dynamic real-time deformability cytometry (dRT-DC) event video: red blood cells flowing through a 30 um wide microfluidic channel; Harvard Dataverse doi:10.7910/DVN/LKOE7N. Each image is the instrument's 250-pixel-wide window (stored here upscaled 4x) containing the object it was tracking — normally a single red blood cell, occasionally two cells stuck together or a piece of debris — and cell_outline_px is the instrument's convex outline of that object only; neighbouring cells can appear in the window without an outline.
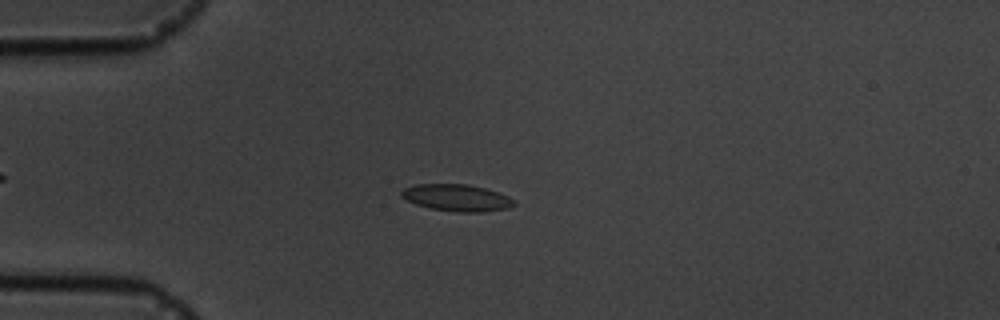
{"species": "common noctule bat (a hibernating species)", "species_latin": "Nyctalus noctula", "temperature_condition": "cold", "stored_images_in_passage": 16, "camera_frame_rate_fps": 3000, "um_per_image_px": 0.085, "animal": {"sex": "male", "body_mass_g": 19.5, "forearm_length_mm": 54.6}, "frame": {"image": 1, "passage_image": 4, "time_ms": 3.667, "image_size_px": [1000, 320], "cell_outline_px": [[516, 204], [508, 208], [484, 212], [456, 212], [432, 208], [416, 204], [400, 196], [400, 192], [404, 188], [416, 184], [468, 184], [484, 188], [508, 196], [516, 200]], "centroid_in_image_um": [38.84, 16.81], "position_along_channel_um": 46.2, "area_um2": 17.57}}
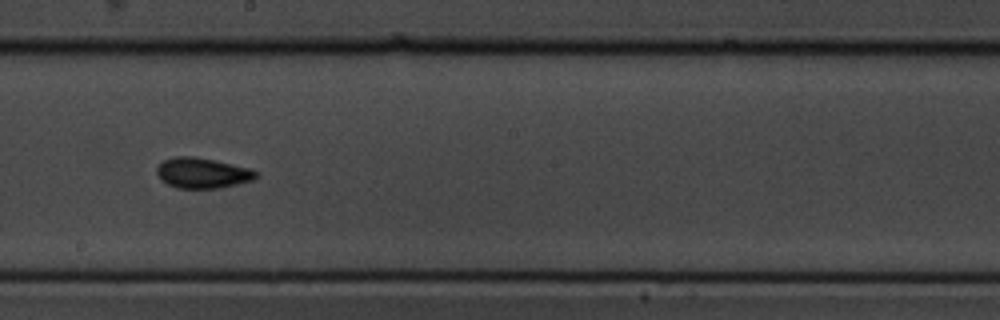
{"frame": {"image": 2, "passage_image": 9, "time_ms": 9.333, "image_size_px": [1000, 320], "cell_outline_px": [[260, 172], [252, 180], [220, 188], [176, 188], [160, 180], [156, 172], [156, 168], [164, 160], [176, 156], [196, 156], [216, 160], [248, 168]], "centroid_in_image_um": [17.18, 14.7], "position_along_channel_um": 231.0, "area_um2": 17.63}}
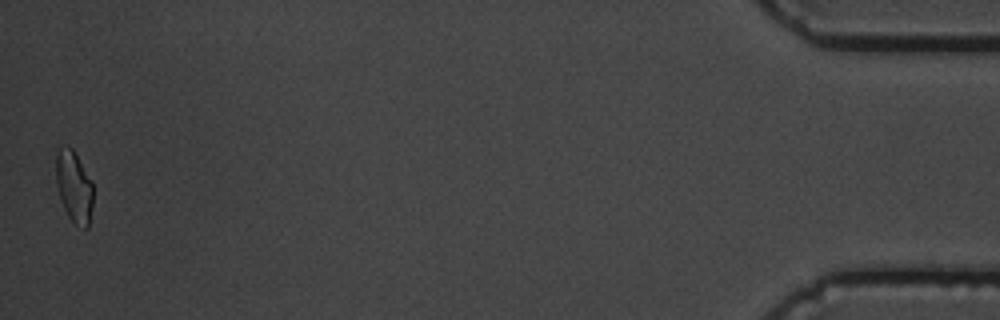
{"frame": {"image": 3, "passage_image": 16, "time_ms": 17.333, "image_size_px": [1000, 320], "cell_outline_px": [[92, 204], [88, 228], [84, 228], [76, 224], [68, 216], [64, 208], [56, 184], [56, 148], [64, 144], [68, 144], [72, 148], [92, 180]], "centroid_in_image_um": [6.27, 15.79], "position_along_channel_um": 428.9, "area_um2": 15.55}, "authors_computed_cell_mechanics": {"area_um2": 16.3863, "velocity_mm_per_s": 3.588, "shape_relaxation_time_tau1_ms": 1.8805, "shape_relaxation_time_tau2_ms": 0.3671, "deformation_change_tau1": 0.0953, "deformation_change_tau2": 0.0483}}